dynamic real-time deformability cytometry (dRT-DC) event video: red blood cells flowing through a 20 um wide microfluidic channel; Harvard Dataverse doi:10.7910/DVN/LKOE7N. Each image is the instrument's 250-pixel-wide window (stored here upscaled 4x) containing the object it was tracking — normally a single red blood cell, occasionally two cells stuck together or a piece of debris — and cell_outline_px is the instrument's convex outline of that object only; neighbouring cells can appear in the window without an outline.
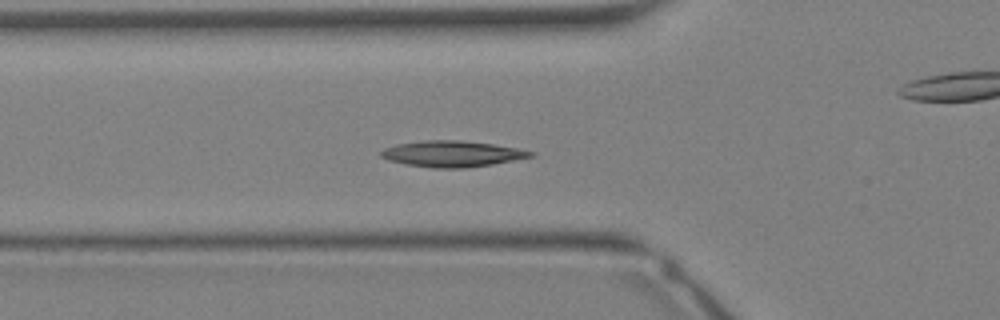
{"species": "Egyptian fruit bat (a non-hibernating species)", "species_latin": "Rousettus aegyptiacus", "temperature_condition": "warm", "stored_images_in_passage": 35, "camera_frame_rate_fps": 3000, "um_per_image_px": 0.085, "animal": {"sex": "female"}, "frame": {"image": 1, "passage_image": 12, "time_ms": 3.667, "image_size_px": [1000, 320], "cell_outline_px": [[536, 156], [492, 164], [468, 168], [432, 168], [408, 164], [388, 160], [380, 156], [380, 152], [384, 148], [396, 144], [428, 140], [460, 140], [492, 144], [516, 148], [536, 152]], "centroid_in_image_um": [38.45, 13.08], "position_along_channel_um": 87.4, "area_um2": 22.66}}
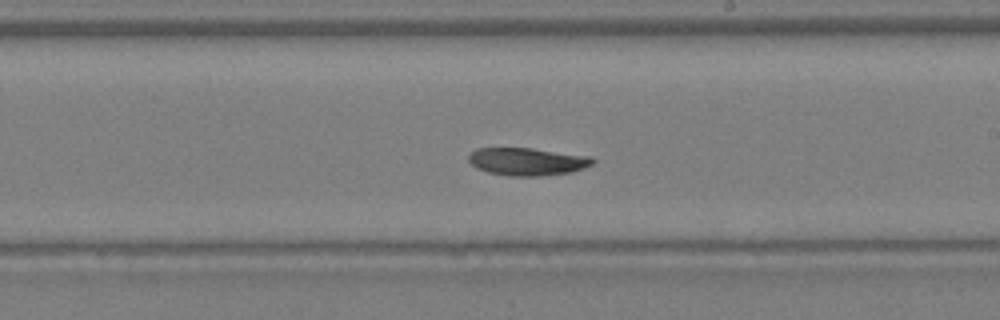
{"frame": {"image": 2, "passage_image": 20, "time_ms": 6.333, "image_size_px": [1000, 320], "cell_outline_px": [[596, 160], [592, 164], [584, 168], [572, 172], [540, 176], [508, 176], [488, 172], [476, 168], [468, 160], [468, 156], [476, 148], [532, 148], [592, 156]], "centroid_in_image_um": [44.84, 13.73], "position_along_channel_um": 244.2, "area_um2": 20.17}}
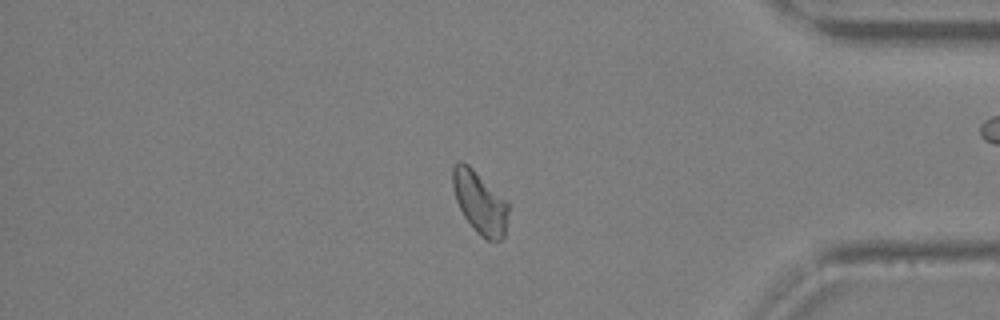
{"frame": {"image": 3, "passage_image": 29, "time_ms": 9.333, "image_size_px": [1000, 320], "cell_outline_px": [[508, 212], [504, 236], [500, 240], [488, 240], [480, 236], [472, 228], [464, 216], [456, 200], [452, 184], [452, 168], [460, 160], [468, 164], [508, 200]], "centroid_in_image_um": [40.79, 17.2], "position_along_channel_um": 394.4, "area_um2": 20.29}}